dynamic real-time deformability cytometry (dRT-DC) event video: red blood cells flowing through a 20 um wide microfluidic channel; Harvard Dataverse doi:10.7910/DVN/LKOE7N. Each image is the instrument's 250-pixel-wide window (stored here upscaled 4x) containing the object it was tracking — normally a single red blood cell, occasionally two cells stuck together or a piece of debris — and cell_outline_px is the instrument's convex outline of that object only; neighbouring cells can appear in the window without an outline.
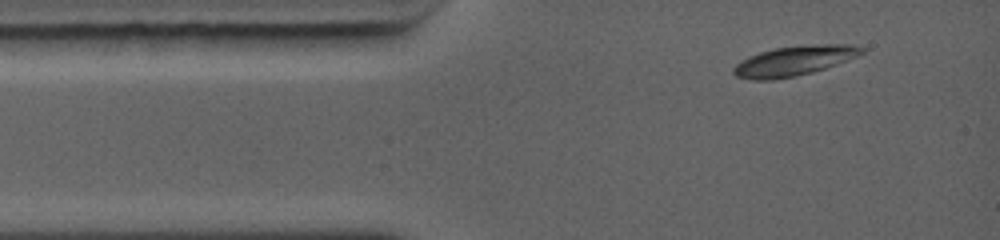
{"species": "common noctule bat (a hibernating species)", "species_latin": "Nyctalus noctula", "temperature_condition": "warm", "stored_images_in_passage": 4, "camera_frame_rate_fps": 5000, "um_per_image_px": 0.085, "animal": {"sex": "female", "body_mass_g": 19.0, "forearm_length_mm": 56.7}, "frame": {"image": 1, "passage_image": 1, "time_ms": 0.0, "image_size_px": [1000, 240], "cell_outline_px": [[864, 52], [856, 56], [836, 64], [812, 72], [776, 80], [752, 80], [736, 76], [732, 72], [732, 68], [740, 60], [748, 56], [760, 52], [776, 48], [812, 44], [852, 44], [864, 48]], "centroid_in_image_um": [67.45, 5.17], "position_along_channel_um": 17.5, "area_um2": 22.2}}
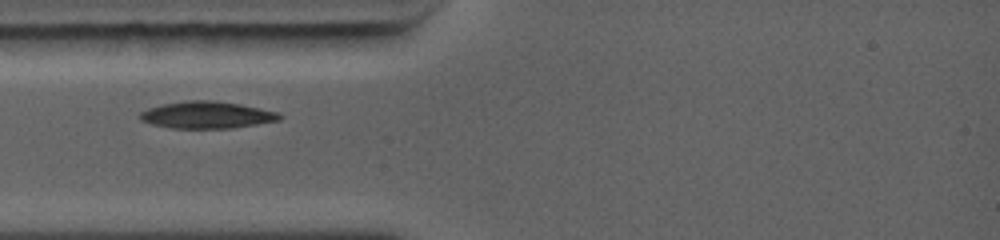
{"frame": {"image": 2, "passage_image": 3, "time_ms": 2.0, "image_size_px": [1000, 240], "cell_outline_px": [[284, 116], [280, 120], [232, 128], [172, 128], [152, 124], [140, 120], [140, 112], [148, 108], [160, 104], [184, 100], [216, 100], [240, 104], [276, 112]], "centroid_in_image_um": [17.55, 9.76], "position_along_channel_um": 67.4, "area_um2": 21.96}}
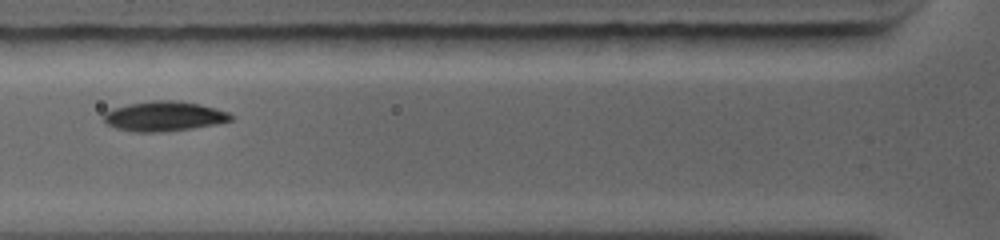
{"frame": {"image": 3, "passage_image": 4, "time_ms": 3.0, "image_size_px": [1000, 240], "cell_outline_px": [[236, 116], [232, 120], [216, 124], [192, 128], [164, 132], [132, 132], [116, 128], [108, 124], [104, 120], [104, 112], [112, 108], [128, 104], [152, 100], [176, 100], [200, 104], [216, 108], [228, 112]], "centroid_in_image_um": [13.96, 9.88], "position_along_channel_um": 111.8, "area_um2": 22.31}}